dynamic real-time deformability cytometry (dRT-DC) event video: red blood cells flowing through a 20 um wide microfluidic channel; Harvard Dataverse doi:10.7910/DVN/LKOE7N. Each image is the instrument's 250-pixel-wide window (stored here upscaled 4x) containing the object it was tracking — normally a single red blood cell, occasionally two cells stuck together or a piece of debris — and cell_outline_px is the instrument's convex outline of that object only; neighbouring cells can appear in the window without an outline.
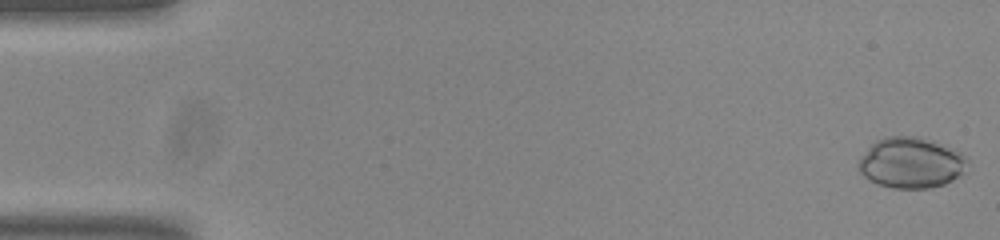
{"species": "common noctule bat (a hibernating species)", "species_latin": "Nyctalus noctula", "temperature_condition": "room temperature", "stored_images_in_passage": 54, "camera_frame_rate_fps": 3000, "um_per_image_px": 0.085, "animal": {"sex": "male", "body_mass_g": 20.0, "forearm_length_mm": 53.3}, "frame": {"image": 1, "passage_image": 1, "time_ms": 0.0, "image_size_px": [1000, 240], "cell_outline_px": [[968, 160], [964, 172], [952, 180], [944, 184], [928, 188], [892, 188], [868, 180], [860, 172], [856, 164], [860, 156], [876, 140], [884, 136], [916, 136], [932, 140], [956, 148]], "centroid_in_image_um": [77.42, 13.82], "position_along_channel_um": 7.6, "area_um2": 32.48}}
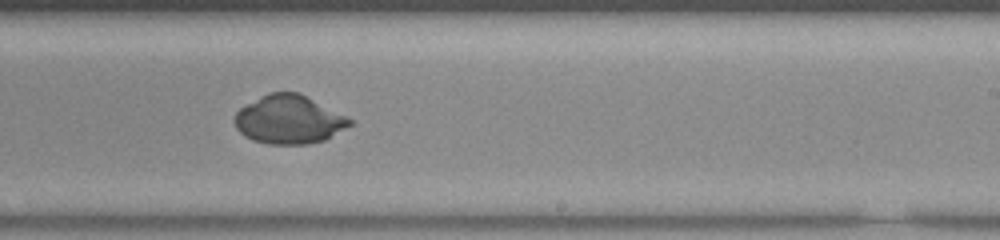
{"frame": {"image": 2, "passage_image": 33, "time_ms": 10.667, "image_size_px": [1000, 240], "cell_outline_px": [[352, 124], [324, 140], [308, 144], [268, 144], [252, 140], [244, 136], [236, 128], [236, 112], [240, 108], [268, 92], [300, 92], [352, 120]], "centroid_in_image_um": [24.54, 10.16], "position_along_channel_um": 264.5, "area_um2": 32.25}}